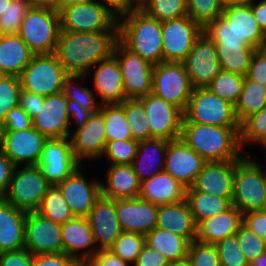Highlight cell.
<instances>
[{
	"mask_svg": "<svg viewBox=\"0 0 266 266\" xmlns=\"http://www.w3.org/2000/svg\"><path fill=\"white\" fill-rule=\"evenodd\" d=\"M118 31H60L55 51L67 74H87L113 54Z\"/></svg>",
	"mask_w": 266,
	"mask_h": 266,
	"instance_id": "obj_1",
	"label": "cell"
},
{
	"mask_svg": "<svg viewBox=\"0 0 266 266\" xmlns=\"http://www.w3.org/2000/svg\"><path fill=\"white\" fill-rule=\"evenodd\" d=\"M181 138L197 154L210 161L240 160V127H219L182 122Z\"/></svg>",
	"mask_w": 266,
	"mask_h": 266,
	"instance_id": "obj_2",
	"label": "cell"
},
{
	"mask_svg": "<svg viewBox=\"0 0 266 266\" xmlns=\"http://www.w3.org/2000/svg\"><path fill=\"white\" fill-rule=\"evenodd\" d=\"M118 40L153 65L163 62L162 22L140 8L118 19Z\"/></svg>",
	"mask_w": 266,
	"mask_h": 266,
	"instance_id": "obj_3",
	"label": "cell"
},
{
	"mask_svg": "<svg viewBox=\"0 0 266 266\" xmlns=\"http://www.w3.org/2000/svg\"><path fill=\"white\" fill-rule=\"evenodd\" d=\"M244 156L237 162L232 205L243 215L261 211L266 202V177L260 163Z\"/></svg>",
	"mask_w": 266,
	"mask_h": 266,
	"instance_id": "obj_4",
	"label": "cell"
},
{
	"mask_svg": "<svg viewBox=\"0 0 266 266\" xmlns=\"http://www.w3.org/2000/svg\"><path fill=\"white\" fill-rule=\"evenodd\" d=\"M183 122L219 127H240L234 105L207 87L194 88L183 112Z\"/></svg>",
	"mask_w": 266,
	"mask_h": 266,
	"instance_id": "obj_5",
	"label": "cell"
},
{
	"mask_svg": "<svg viewBox=\"0 0 266 266\" xmlns=\"http://www.w3.org/2000/svg\"><path fill=\"white\" fill-rule=\"evenodd\" d=\"M59 33V12L31 7L21 23L18 35L35 55H40L55 53Z\"/></svg>",
	"mask_w": 266,
	"mask_h": 266,
	"instance_id": "obj_6",
	"label": "cell"
},
{
	"mask_svg": "<svg viewBox=\"0 0 266 266\" xmlns=\"http://www.w3.org/2000/svg\"><path fill=\"white\" fill-rule=\"evenodd\" d=\"M67 72L55 53L34 55L19 76L22 90L41 96L62 92Z\"/></svg>",
	"mask_w": 266,
	"mask_h": 266,
	"instance_id": "obj_7",
	"label": "cell"
},
{
	"mask_svg": "<svg viewBox=\"0 0 266 266\" xmlns=\"http://www.w3.org/2000/svg\"><path fill=\"white\" fill-rule=\"evenodd\" d=\"M51 186L37 165L17 166L4 200L25 212L37 211Z\"/></svg>",
	"mask_w": 266,
	"mask_h": 266,
	"instance_id": "obj_8",
	"label": "cell"
},
{
	"mask_svg": "<svg viewBox=\"0 0 266 266\" xmlns=\"http://www.w3.org/2000/svg\"><path fill=\"white\" fill-rule=\"evenodd\" d=\"M59 15L60 31H118V19L95 0L65 7L59 12Z\"/></svg>",
	"mask_w": 266,
	"mask_h": 266,
	"instance_id": "obj_9",
	"label": "cell"
},
{
	"mask_svg": "<svg viewBox=\"0 0 266 266\" xmlns=\"http://www.w3.org/2000/svg\"><path fill=\"white\" fill-rule=\"evenodd\" d=\"M193 87L183 62H161L154 65L152 93L183 112L192 95Z\"/></svg>",
	"mask_w": 266,
	"mask_h": 266,
	"instance_id": "obj_10",
	"label": "cell"
},
{
	"mask_svg": "<svg viewBox=\"0 0 266 266\" xmlns=\"http://www.w3.org/2000/svg\"><path fill=\"white\" fill-rule=\"evenodd\" d=\"M113 55L120 66L126 98L139 99L152 93L153 64L126 48L119 40Z\"/></svg>",
	"mask_w": 266,
	"mask_h": 266,
	"instance_id": "obj_11",
	"label": "cell"
},
{
	"mask_svg": "<svg viewBox=\"0 0 266 266\" xmlns=\"http://www.w3.org/2000/svg\"><path fill=\"white\" fill-rule=\"evenodd\" d=\"M203 28L188 15L162 21V50L164 62H183Z\"/></svg>",
	"mask_w": 266,
	"mask_h": 266,
	"instance_id": "obj_12",
	"label": "cell"
},
{
	"mask_svg": "<svg viewBox=\"0 0 266 266\" xmlns=\"http://www.w3.org/2000/svg\"><path fill=\"white\" fill-rule=\"evenodd\" d=\"M81 163L75 158L70 138H50L43 147L38 167L51 185L71 176Z\"/></svg>",
	"mask_w": 266,
	"mask_h": 266,
	"instance_id": "obj_13",
	"label": "cell"
},
{
	"mask_svg": "<svg viewBox=\"0 0 266 266\" xmlns=\"http://www.w3.org/2000/svg\"><path fill=\"white\" fill-rule=\"evenodd\" d=\"M48 138L37 129L0 131V150L17 167L38 165L41 152Z\"/></svg>",
	"mask_w": 266,
	"mask_h": 266,
	"instance_id": "obj_14",
	"label": "cell"
},
{
	"mask_svg": "<svg viewBox=\"0 0 266 266\" xmlns=\"http://www.w3.org/2000/svg\"><path fill=\"white\" fill-rule=\"evenodd\" d=\"M139 99L143 102L152 137L169 141L181 137L184 114L180 108L153 93Z\"/></svg>",
	"mask_w": 266,
	"mask_h": 266,
	"instance_id": "obj_15",
	"label": "cell"
},
{
	"mask_svg": "<svg viewBox=\"0 0 266 266\" xmlns=\"http://www.w3.org/2000/svg\"><path fill=\"white\" fill-rule=\"evenodd\" d=\"M193 88L207 87L222 71L214 42L203 32L183 61Z\"/></svg>",
	"mask_w": 266,
	"mask_h": 266,
	"instance_id": "obj_16",
	"label": "cell"
},
{
	"mask_svg": "<svg viewBox=\"0 0 266 266\" xmlns=\"http://www.w3.org/2000/svg\"><path fill=\"white\" fill-rule=\"evenodd\" d=\"M24 248L33 255L63 253L61 225L37 211L27 212Z\"/></svg>",
	"mask_w": 266,
	"mask_h": 266,
	"instance_id": "obj_17",
	"label": "cell"
},
{
	"mask_svg": "<svg viewBox=\"0 0 266 266\" xmlns=\"http://www.w3.org/2000/svg\"><path fill=\"white\" fill-rule=\"evenodd\" d=\"M206 162L180 137L168 143L164 171L188 188L194 184Z\"/></svg>",
	"mask_w": 266,
	"mask_h": 266,
	"instance_id": "obj_18",
	"label": "cell"
},
{
	"mask_svg": "<svg viewBox=\"0 0 266 266\" xmlns=\"http://www.w3.org/2000/svg\"><path fill=\"white\" fill-rule=\"evenodd\" d=\"M87 219L98 250H108L123 232L116 214V200L101 195Z\"/></svg>",
	"mask_w": 266,
	"mask_h": 266,
	"instance_id": "obj_19",
	"label": "cell"
},
{
	"mask_svg": "<svg viewBox=\"0 0 266 266\" xmlns=\"http://www.w3.org/2000/svg\"><path fill=\"white\" fill-rule=\"evenodd\" d=\"M56 186L77 217H87L96 200L102 195L101 182L98 180L87 182L80 168Z\"/></svg>",
	"mask_w": 266,
	"mask_h": 266,
	"instance_id": "obj_20",
	"label": "cell"
},
{
	"mask_svg": "<svg viewBox=\"0 0 266 266\" xmlns=\"http://www.w3.org/2000/svg\"><path fill=\"white\" fill-rule=\"evenodd\" d=\"M67 112V99L63 92L44 97L43 108L32 120L33 127L50 138H68L71 136V123Z\"/></svg>",
	"mask_w": 266,
	"mask_h": 266,
	"instance_id": "obj_21",
	"label": "cell"
},
{
	"mask_svg": "<svg viewBox=\"0 0 266 266\" xmlns=\"http://www.w3.org/2000/svg\"><path fill=\"white\" fill-rule=\"evenodd\" d=\"M103 113L94 112L85 126L71 133L70 141L75 158L81 163L82 159L101 158L104 154L107 138Z\"/></svg>",
	"mask_w": 266,
	"mask_h": 266,
	"instance_id": "obj_22",
	"label": "cell"
},
{
	"mask_svg": "<svg viewBox=\"0 0 266 266\" xmlns=\"http://www.w3.org/2000/svg\"><path fill=\"white\" fill-rule=\"evenodd\" d=\"M158 206L139 197L116 199V214L123 232L146 235L156 228Z\"/></svg>",
	"mask_w": 266,
	"mask_h": 266,
	"instance_id": "obj_23",
	"label": "cell"
},
{
	"mask_svg": "<svg viewBox=\"0 0 266 266\" xmlns=\"http://www.w3.org/2000/svg\"><path fill=\"white\" fill-rule=\"evenodd\" d=\"M63 253L84 266L99 250L87 217L70 219L61 225ZM78 251H83L78 253ZM78 253V254H77Z\"/></svg>",
	"mask_w": 266,
	"mask_h": 266,
	"instance_id": "obj_24",
	"label": "cell"
},
{
	"mask_svg": "<svg viewBox=\"0 0 266 266\" xmlns=\"http://www.w3.org/2000/svg\"><path fill=\"white\" fill-rule=\"evenodd\" d=\"M239 160L206 162L192 187L202 193L232 201L236 164Z\"/></svg>",
	"mask_w": 266,
	"mask_h": 266,
	"instance_id": "obj_25",
	"label": "cell"
},
{
	"mask_svg": "<svg viewBox=\"0 0 266 266\" xmlns=\"http://www.w3.org/2000/svg\"><path fill=\"white\" fill-rule=\"evenodd\" d=\"M94 68L96 71H94L93 85L101 99L100 105L121 104L126 99V95L116 57L112 54L109 58L100 61Z\"/></svg>",
	"mask_w": 266,
	"mask_h": 266,
	"instance_id": "obj_26",
	"label": "cell"
},
{
	"mask_svg": "<svg viewBox=\"0 0 266 266\" xmlns=\"http://www.w3.org/2000/svg\"><path fill=\"white\" fill-rule=\"evenodd\" d=\"M236 35L255 49L264 48L265 34L260 29L249 3L225 6L221 15Z\"/></svg>",
	"mask_w": 266,
	"mask_h": 266,
	"instance_id": "obj_27",
	"label": "cell"
},
{
	"mask_svg": "<svg viewBox=\"0 0 266 266\" xmlns=\"http://www.w3.org/2000/svg\"><path fill=\"white\" fill-rule=\"evenodd\" d=\"M138 197L157 206L173 204L185 200L186 187L162 171L141 182Z\"/></svg>",
	"mask_w": 266,
	"mask_h": 266,
	"instance_id": "obj_28",
	"label": "cell"
},
{
	"mask_svg": "<svg viewBox=\"0 0 266 266\" xmlns=\"http://www.w3.org/2000/svg\"><path fill=\"white\" fill-rule=\"evenodd\" d=\"M26 216L27 212L0 200V253L24 248Z\"/></svg>",
	"mask_w": 266,
	"mask_h": 266,
	"instance_id": "obj_29",
	"label": "cell"
},
{
	"mask_svg": "<svg viewBox=\"0 0 266 266\" xmlns=\"http://www.w3.org/2000/svg\"><path fill=\"white\" fill-rule=\"evenodd\" d=\"M156 227L170 230L172 233L186 238L190 243L197 237V226L186 199L158 206Z\"/></svg>",
	"mask_w": 266,
	"mask_h": 266,
	"instance_id": "obj_30",
	"label": "cell"
},
{
	"mask_svg": "<svg viewBox=\"0 0 266 266\" xmlns=\"http://www.w3.org/2000/svg\"><path fill=\"white\" fill-rule=\"evenodd\" d=\"M168 143L169 140L154 137L139 141L137 154L132 166L141 182L150 179L154 174L164 171Z\"/></svg>",
	"mask_w": 266,
	"mask_h": 266,
	"instance_id": "obj_31",
	"label": "cell"
},
{
	"mask_svg": "<svg viewBox=\"0 0 266 266\" xmlns=\"http://www.w3.org/2000/svg\"><path fill=\"white\" fill-rule=\"evenodd\" d=\"M242 223L243 214L232 205L226 211L202 221L197 226L196 240L201 243L216 244L235 235Z\"/></svg>",
	"mask_w": 266,
	"mask_h": 266,
	"instance_id": "obj_32",
	"label": "cell"
},
{
	"mask_svg": "<svg viewBox=\"0 0 266 266\" xmlns=\"http://www.w3.org/2000/svg\"><path fill=\"white\" fill-rule=\"evenodd\" d=\"M106 184L101 183V194L116 199L139 196L141 181L134 172L132 164H111L106 172Z\"/></svg>",
	"mask_w": 266,
	"mask_h": 266,
	"instance_id": "obj_33",
	"label": "cell"
},
{
	"mask_svg": "<svg viewBox=\"0 0 266 266\" xmlns=\"http://www.w3.org/2000/svg\"><path fill=\"white\" fill-rule=\"evenodd\" d=\"M34 55L18 34L2 35L0 39V70L4 75L19 77Z\"/></svg>",
	"mask_w": 266,
	"mask_h": 266,
	"instance_id": "obj_34",
	"label": "cell"
},
{
	"mask_svg": "<svg viewBox=\"0 0 266 266\" xmlns=\"http://www.w3.org/2000/svg\"><path fill=\"white\" fill-rule=\"evenodd\" d=\"M185 199L188 202L196 226L232 206L230 199L199 192L192 186L186 188Z\"/></svg>",
	"mask_w": 266,
	"mask_h": 266,
	"instance_id": "obj_35",
	"label": "cell"
},
{
	"mask_svg": "<svg viewBox=\"0 0 266 266\" xmlns=\"http://www.w3.org/2000/svg\"><path fill=\"white\" fill-rule=\"evenodd\" d=\"M145 244L160 251L170 262L187 257L190 242L170 230L154 228L145 235Z\"/></svg>",
	"mask_w": 266,
	"mask_h": 266,
	"instance_id": "obj_36",
	"label": "cell"
},
{
	"mask_svg": "<svg viewBox=\"0 0 266 266\" xmlns=\"http://www.w3.org/2000/svg\"><path fill=\"white\" fill-rule=\"evenodd\" d=\"M266 106V86L244 76L241 94L234 105L238 122L257 113Z\"/></svg>",
	"mask_w": 266,
	"mask_h": 266,
	"instance_id": "obj_37",
	"label": "cell"
},
{
	"mask_svg": "<svg viewBox=\"0 0 266 266\" xmlns=\"http://www.w3.org/2000/svg\"><path fill=\"white\" fill-rule=\"evenodd\" d=\"M223 71L246 76L255 48L249 45L215 44Z\"/></svg>",
	"mask_w": 266,
	"mask_h": 266,
	"instance_id": "obj_38",
	"label": "cell"
},
{
	"mask_svg": "<svg viewBox=\"0 0 266 266\" xmlns=\"http://www.w3.org/2000/svg\"><path fill=\"white\" fill-rule=\"evenodd\" d=\"M37 212L60 225L75 217L56 185H52L47 190Z\"/></svg>",
	"mask_w": 266,
	"mask_h": 266,
	"instance_id": "obj_39",
	"label": "cell"
},
{
	"mask_svg": "<svg viewBox=\"0 0 266 266\" xmlns=\"http://www.w3.org/2000/svg\"><path fill=\"white\" fill-rule=\"evenodd\" d=\"M125 112L132 139L142 141L153 138L146 118L143 102L138 98H126L119 104Z\"/></svg>",
	"mask_w": 266,
	"mask_h": 266,
	"instance_id": "obj_40",
	"label": "cell"
},
{
	"mask_svg": "<svg viewBox=\"0 0 266 266\" xmlns=\"http://www.w3.org/2000/svg\"><path fill=\"white\" fill-rule=\"evenodd\" d=\"M99 110L103 113L105 120L107 143L132 139L124 109L119 104L100 105Z\"/></svg>",
	"mask_w": 266,
	"mask_h": 266,
	"instance_id": "obj_41",
	"label": "cell"
},
{
	"mask_svg": "<svg viewBox=\"0 0 266 266\" xmlns=\"http://www.w3.org/2000/svg\"><path fill=\"white\" fill-rule=\"evenodd\" d=\"M140 9L161 22L188 15L186 0H141Z\"/></svg>",
	"mask_w": 266,
	"mask_h": 266,
	"instance_id": "obj_42",
	"label": "cell"
},
{
	"mask_svg": "<svg viewBox=\"0 0 266 266\" xmlns=\"http://www.w3.org/2000/svg\"><path fill=\"white\" fill-rule=\"evenodd\" d=\"M87 74H67L62 92L67 99V106H81L84 108H100V104H97L95 95L91 91L92 89L83 87L80 84L74 87L73 85L78 79L88 78ZM76 88V89H75ZM90 89V90H89Z\"/></svg>",
	"mask_w": 266,
	"mask_h": 266,
	"instance_id": "obj_43",
	"label": "cell"
},
{
	"mask_svg": "<svg viewBox=\"0 0 266 266\" xmlns=\"http://www.w3.org/2000/svg\"><path fill=\"white\" fill-rule=\"evenodd\" d=\"M243 82L244 76L222 70L207 88L218 97L235 105L241 94Z\"/></svg>",
	"mask_w": 266,
	"mask_h": 266,
	"instance_id": "obj_44",
	"label": "cell"
},
{
	"mask_svg": "<svg viewBox=\"0 0 266 266\" xmlns=\"http://www.w3.org/2000/svg\"><path fill=\"white\" fill-rule=\"evenodd\" d=\"M145 245V235L132 232H122L108 249L129 264L136 262Z\"/></svg>",
	"mask_w": 266,
	"mask_h": 266,
	"instance_id": "obj_45",
	"label": "cell"
},
{
	"mask_svg": "<svg viewBox=\"0 0 266 266\" xmlns=\"http://www.w3.org/2000/svg\"><path fill=\"white\" fill-rule=\"evenodd\" d=\"M258 143L261 146L266 143V106L247 117L240 124V145L246 143Z\"/></svg>",
	"mask_w": 266,
	"mask_h": 266,
	"instance_id": "obj_46",
	"label": "cell"
},
{
	"mask_svg": "<svg viewBox=\"0 0 266 266\" xmlns=\"http://www.w3.org/2000/svg\"><path fill=\"white\" fill-rule=\"evenodd\" d=\"M31 8L30 0H11L0 17V33L2 35L18 34L26 13Z\"/></svg>",
	"mask_w": 266,
	"mask_h": 266,
	"instance_id": "obj_47",
	"label": "cell"
},
{
	"mask_svg": "<svg viewBox=\"0 0 266 266\" xmlns=\"http://www.w3.org/2000/svg\"><path fill=\"white\" fill-rule=\"evenodd\" d=\"M188 16L203 29L223 12L219 0H186Z\"/></svg>",
	"mask_w": 266,
	"mask_h": 266,
	"instance_id": "obj_48",
	"label": "cell"
},
{
	"mask_svg": "<svg viewBox=\"0 0 266 266\" xmlns=\"http://www.w3.org/2000/svg\"><path fill=\"white\" fill-rule=\"evenodd\" d=\"M21 89L20 79L17 76L4 75L0 79V124L12 108L19 106Z\"/></svg>",
	"mask_w": 266,
	"mask_h": 266,
	"instance_id": "obj_49",
	"label": "cell"
},
{
	"mask_svg": "<svg viewBox=\"0 0 266 266\" xmlns=\"http://www.w3.org/2000/svg\"><path fill=\"white\" fill-rule=\"evenodd\" d=\"M138 144L139 141L133 139L109 141L103 156L108 157L111 164H132L137 154Z\"/></svg>",
	"mask_w": 266,
	"mask_h": 266,
	"instance_id": "obj_50",
	"label": "cell"
},
{
	"mask_svg": "<svg viewBox=\"0 0 266 266\" xmlns=\"http://www.w3.org/2000/svg\"><path fill=\"white\" fill-rule=\"evenodd\" d=\"M221 266H250L237 240V235L229 236L215 244Z\"/></svg>",
	"mask_w": 266,
	"mask_h": 266,
	"instance_id": "obj_51",
	"label": "cell"
},
{
	"mask_svg": "<svg viewBox=\"0 0 266 266\" xmlns=\"http://www.w3.org/2000/svg\"><path fill=\"white\" fill-rule=\"evenodd\" d=\"M203 32L214 42L224 45H247L234 32L233 27L222 17L212 20Z\"/></svg>",
	"mask_w": 266,
	"mask_h": 266,
	"instance_id": "obj_52",
	"label": "cell"
},
{
	"mask_svg": "<svg viewBox=\"0 0 266 266\" xmlns=\"http://www.w3.org/2000/svg\"><path fill=\"white\" fill-rule=\"evenodd\" d=\"M236 235L241 250L249 264L266 252V241L262 240L243 223L237 230Z\"/></svg>",
	"mask_w": 266,
	"mask_h": 266,
	"instance_id": "obj_53",
	"label": "cell"
},
{
	"mask_svg": "<svg viewBox=\"0 0 266 266\" xmlns=\"http://www.w3.org/2000/svg\"><path fill=\"white\" fill-rule=\"evenodd\" d=\"M187 257L192 266H221L215 244L194 240L189 245Z\"/></svg>",
	"mask_w": 266,
	"mask_h": 266,
	"instance_id": "obj_54",
	"label": "cell"
},
{
	"mask_svg": "<svg viewBox=\"0 0 266 266\" xmlns=\"http://www.w3.org/2000/svg\"><path fill=\"white\" fill-rule=\"evenodd\" d=\"M33 127L31 117L20 107L12 108L0 124V131H20Z\"/></svg>",
	"mask_w": 266,
	"mask_h": 266,
	"instance_id": "obj_55",
	"label": "cell"
},
{
	"mask_svg": "<svg viewBox=\"0 0 266 266\" xmlns=\"http://www.w3.org/2000/svg\"><path fill=\"white\" fill-rule=\"evenodd\" d=\"M246 76L266 86V49L255 50Z\"/></svg>",
	"mask_w": 266,
	"mask_h": 266,
	"instance_id": "obj_56",
	"label": "cell"
},
{
	"mask_svg": "<svg viewBox=\"0 0 266 266\" xmlns=\"http://www.w3.org/2000/svg\"><path fill=\"white\" fill-rule=\"evenodd\" d=\"M33 266H82L65 253L34 255Z\"/></svg>",
	"mask_w": 266,
	"mask_h": 266,
	"instance_id": "obj_57",
	"label": "cell"
},
{
	"mask_svg": "<svg viewBox=\"0 0 266 266\" xmlns=\"http://www.w3.org/2000/svg\"><path fill=\"white\" fill-rule=\"evenodd\" d=\"M34 255L23 248L0 253V266H33Z\"/></svg>",
	"mask_w": 266,
	"mask_h": 266,
	"instance_id": "obj_58",
	"label": "cell"
},
{
	"mask_svg": "<svg viewBox=\"0 0 266 266\" xmlns=\"http://www.w3.org/2000/svg\"><path fill=\"white\" fill-rule=\"evenodd\" d=\"M99 2L117 19L140 8L139 0H100Z\"/></svg>",
	"mask_w": 266,
	"mask_h": 266,
	"instance_id": "obj_59",
	"label": "cell"
},
{
	"mask_svg": "<svg viewBox=\"0 0 266 266\" xmlns=\"http://www.w3.org/2000/svg\"><path fill=\"white\" fill-rule=\"evenodd\" d=\"M43 105L44 96L21 89L19 106L31 117L32 120L39 114V110L43 108Z\"/></svg>",
	"mask_w": 266,
	"mask_h": 266,
	"instance_id": "obj_60",
	"label": "cell"
},
{
	"mask_svg": "<svg viewBox=\"0 0 266 266\" xmlns=\"http://www.w3.org/2000/svg\"><path fill=\"white\" fill-rule=\"evenodd\" d=\"M169 263L170 261L160 251L145 244L133 266H169Z\"/></svg>",
	"mask_w": 266,
	"mask_h": 266,
	"instance_id": "obj_61",
	"label": "cell"
},
{
	"mask_svg": "<svg viewBox=\"0 0 266 266\" xmlns=\"http://www.w3.org/2000/svg\"><path fill=\"white\" fill-rule=\"evenodd\" d=\"M243 224L266 241V212L254 211L243 215Z\"/></svg>",
	"mask_w": 266,
	"mask_h": 266,
	"instance_id": "obj_62",
	"label": "cell"
},
{
	"mask_svg": "<svg viewBox=\"0 0 266 266\" xmlns=\"http://www.w3.org/2000/svg\"><path fill=\"white\" fill-rule=\"evenodd\" d=\"M15 167L12 161L0 150V200H4L6 196Z\"/></svg>",
	"mask_w": 266,
	"mask_h": 266,
	"instance_id": "obj_63",
	"label": "cell"
},
{
	"mask_svg": "<svg viewBox=\"0 0 266 266\" xmlns=\"http://www.w3.org/2000/svg\"><path fill=\"white\" fill-rule=\"evenodd\" d=\"M84 266H130L109 250H99Z\"/></svg>",
	"mask_w": 266,
	"mask_h": 266,
	"instance_id": "obj_64",
	"label": "cell"
},
{
	"mask_svg": "<svg viewBox=\"0 0 266 266\" xmlns=\"http://www.w3.org/2000/svg\"><path fill=\"white\" fill-rule=\"evenodd\" d=\"M100 108H82L81 106H67V112L69 117L75 120L77 129H82L86 122L89 120L94 112H97Z\"/></svg>",
	"mask_w": 266,
	"mask_h": 266,
	"instance_id": "obj_65",
	"label": "cell"
},
{
	"mask_svg": "<svg viewBox=\"0 0 266 266\" xmlns=\"http://www.w3.org/2000/svg\"><path fill=\"white\" fill-rule=\"evenodd\" d=\"M251 6L254 18L256 19L260 29L266 34V2L261 0L255 2V0H247Z\"/></svg>",
	"mask_w": 266,
	"mask_h": 266,
	"instance_id": "obj_66",
	"label": "cell"
},
{
	"mask_svg": "<svg viewBox=\"0 0 266 266\" xmlns=\"http://www.w3.org/2000/svg\"><path fill=\"white\" fill-rule=\"evenodd\" d=\"M61 0H30L31 7L34 8H47L60 12Z\"/></svg>",
	"mask_w": 266,
	"mask_h": 266,
	"instance_id": "obj_67",
	"label": "cell"
},
{
	"mask_svg": "<svg viewBox=\"0 0 266 266\" xmlns=\"http://www.w3.org/2000/svg\"><path fill=\"white\" fill-rule=\"evenodd\" d=\"M89 0H61L60 1V11L68 6L75 5L77 3H83Z\"/></svg>",
	"mask_w": 266,
	"mask_h": 266,
	"instance_id": "obj_68",
	"label": "cell"
},
{
	"mask_svg": "<svg viewBox=\"0 0 266 266\" xmlns=\"http://www.w3.org/2000/svg\"><path fill=\"white\" fill-rule=\"evenodd\" d=\"M250 266H266V252L255 259Z\"/></svg>",
	"mask_w": 266,
	"mask_h": 266,
	"instance_id": "obj_69",
	"label": "cell"
},
{
	"mask_svg": "<svg viewBox=\"0 0 266 266\" xmlns=\"http://www.w3.org/2000/svg\"><path fill=\"white\" fill-rule=\"evenodd\" d=\"M169 266H192L190 260L188 257L178 260V261H173L169 263Z\"/></svg>",
	"mask_w": 266,
	"mask_h": 266,
	"instance_id": "obj_70",
	"label": "cell"
},
{
	"mask_svg": "<svg viewBox=\"0 0 266 266\" xmlns=\"http://www.w3.org/2000/svg\"><path fill=\"white\" fill-rule=\"evenodd\" d=\"M246 1L247 0H219V2L223 5V7L229 6V5L240 4Z\"/></svg>",
	"mask_w": 266,
	"mask_h": 266,
	"instance_id": "obj_71",
	"label": "cell"
},
{
	"mask_svg": "<svg viewBox=\"0 0 266 266\" xmlns=\"http://www.w3.org/2000/svg\"><path fill=\"white\" fill-rule=\"evenodd\" d=\"M11 0H0V17L4 13V11L7 8V3H9Z\"/></svg>",
	"mask_w": 266,
	"mask_h": 266,
	"instance_id": "obj_72",
	"label": "cell"
},
{
	"mask_svg": "<svg viewBox=\"0 0 266 266\" xmlns=\"http://www.w3.org/2000/svg\"><path fill=\"white\" fill-rule=\"evenodd\" d=\"M264 49H266V34H265Z\"/></svg>",
	"mask_w": 266,
	"mask_h": 266,
	"instance_id": "obj_73",
	"label": "cell"
},
{
	"mask_svg": "<svg viewBox=\"0 0 266 266\" xmlns=\"http://www.w3.org/2000/svg\"><path fill=\"white\" fill-rule=\"evenodd\" d=\"M4 76V74L2 73V71L0 70V79Z\"/></svg>",
	"mask_w": 266,
	"mask_h": 266,
	"instance_id": "obj_74",
	"label": "cell"
},
{
	"mask_svg": "<svg viewBox=\"0 0 266 266\" xmlns=\"http://www.w3.org/2000/svg\"><path fill=\"white\" fill-rule=\"evenodd\" d=\"M263 211L266 212V202H265V205H264Z\"/></svg>",
	"mask_w": 266,
	"mask_h": 266,
	"instance_id": "obj_75",
	"label": "cell"
}]
</instances>
